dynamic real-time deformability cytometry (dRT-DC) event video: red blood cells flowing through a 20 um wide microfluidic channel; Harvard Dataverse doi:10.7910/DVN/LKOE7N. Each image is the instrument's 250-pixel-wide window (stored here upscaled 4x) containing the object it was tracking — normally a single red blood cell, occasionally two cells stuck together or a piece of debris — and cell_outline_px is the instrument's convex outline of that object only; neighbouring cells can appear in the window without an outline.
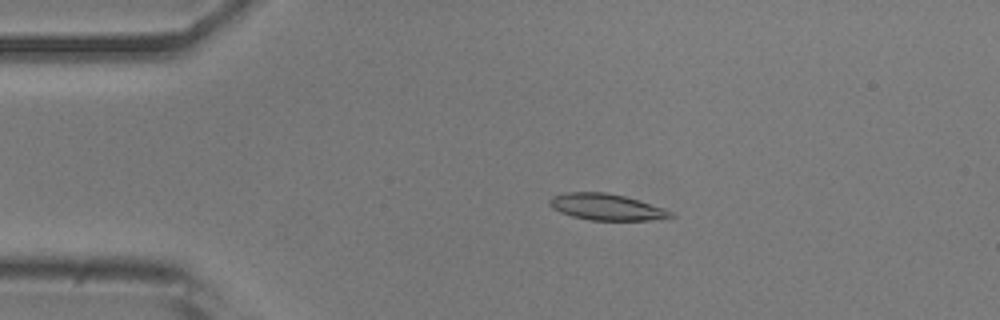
{"species": "common noctule bat (a hibernating species)", "species_latin": "Nyctalus noctula", "temperature_condition": "room temperature", "stored_images_in_passage": 50, "camera_frame_rate_fps": 3000, "um_per_image_px": 0.085, "animal": {"sex": "male", "body_mass_g": 20.5, "forearm_length_mm": 52.5}, "frame": {"image": 1, "passage_image": 8, "time_ms": 2.333, "image_size_px": [1000, 320], "cell_outline_px": [[676, 216], [668, 220], [588, 220], [572, 216], [560, 212], [552, 208], [548, 204], [548, 200], [552, 196], [568, 192], [604, 192], [624, 196], [664, 208], [672, 212]], "centroid_in_image_um": [51.58, 17.61], "position_along_channel_um": 33.4, "area_um2": 18.79}}
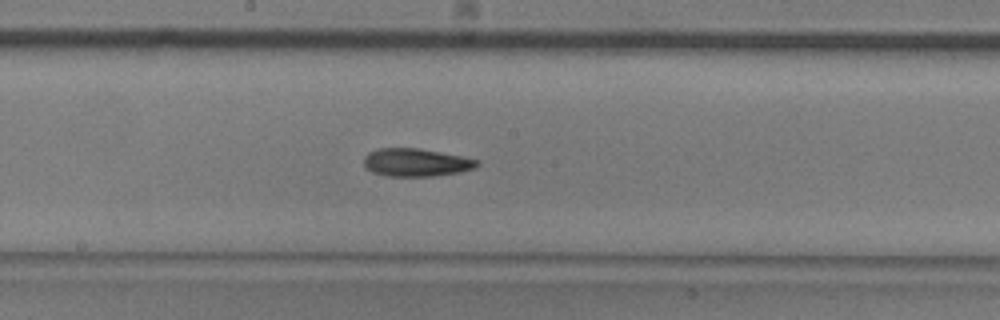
{"frame": {"image": 2, "passage_image": 25, "time_ms": 8.0, "image_size_px": [1000, 320], "cell_outline_px": [[480, 164], [476, 168], [460, 172], [432, 176], [388, 176], [372, 172], [364, 168], [364, 156], [368, 152], [380, 148], [420, 148], [460, 156], [476, 160]], "centroid_in_image_um": [35.33, 13.81], "position_along_channel_um": 212.9, "area_um2": 18.44}}
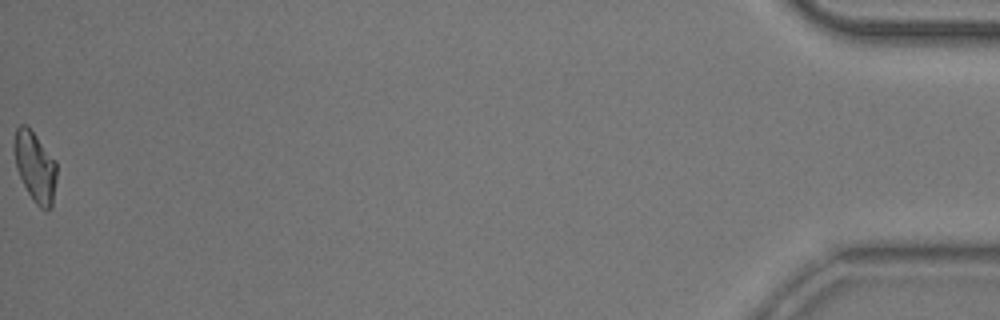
{"frame": {"image": 3, "passage_image": 50, "time_ms": 16.333, "image_size_px": [1000, 320], "cell_outline_px": [[56, 180], [52, 208], [48, 212], [40, 208], [32, 200], [16, 168], [12, 148], [12, 144], [16, 128], [20, 124], [24, 124], [36, 136], [56, 160]], "centroid_in_image_um": [2.97, 14.2], "position_along_channel_um": 432.2, "area_um2": 17.63}, "authors_computed_cell_mechanics": {"area_um2": 18.2359, "velocity_mm_per_s": 3.8556, "shape_relaxation_time_tau1_ms": 4.6824, "shape_relaxation_time_tau2_ms": 6.2178, "deformation_change_tau1": 0.1252, "deformation_change_tau2": 0.1312}}